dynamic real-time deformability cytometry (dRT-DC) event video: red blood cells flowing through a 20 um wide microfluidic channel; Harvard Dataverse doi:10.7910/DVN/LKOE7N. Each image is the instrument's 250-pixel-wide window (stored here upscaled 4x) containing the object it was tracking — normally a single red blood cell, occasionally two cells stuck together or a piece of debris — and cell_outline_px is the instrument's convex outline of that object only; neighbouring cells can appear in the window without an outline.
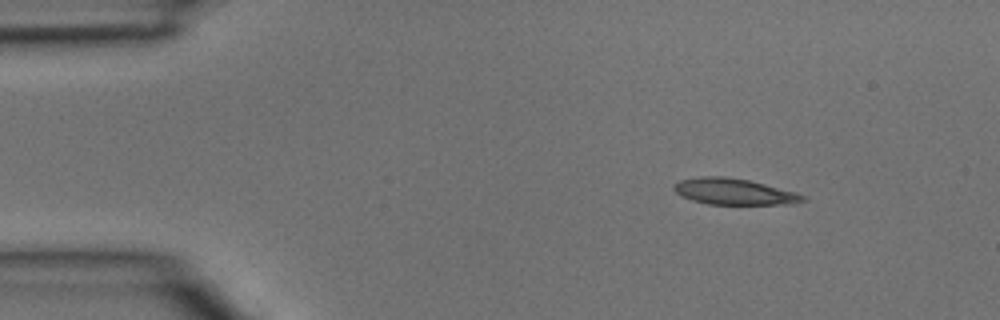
{"species": "common noctule bat (a hibernating species)", "species_latin": "Nyctalus noctula", "temperature_condition": "room temperature", "stored_images_in_passage": 3, "camera_frame_rate_fps": 3000, "um_per_image_px": 0.085, "animal": {"sex": "male", "body_mass_g": 15.6}, "frame": {"image": 1, "passage_image": 1, "time_ms": 0.0, "image_size_px": [1000, 320], "cell_outline_px": [[804, 200], [788, 204], [708, 204], [692, 200], [680, 196], [672, 188], [680, 180], [700, 176], [724, 176], [748, 180], [796, 192], [804, 196]], "centroid_in_image_um": [62.34, 16.28], "position_along_channel_um": 22.7, "area_um2": 19.42}}
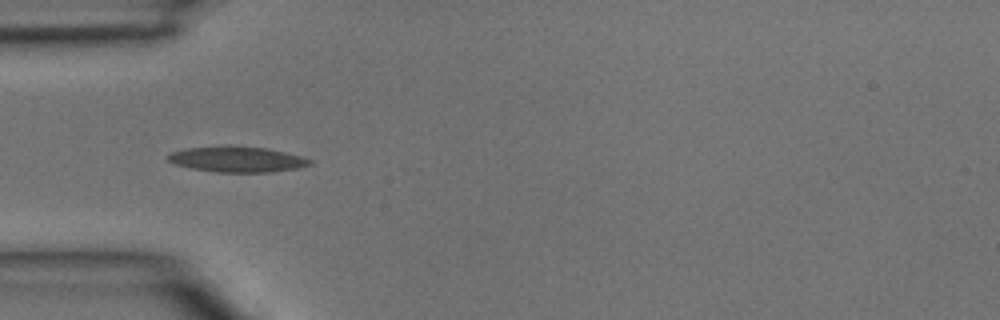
{"frame": {"image": 2, "passage_image": 3, "time_ms": 0.667, "image_size_px": [1000, 320], "cell_outline_px": [[312, 164], [300, 168], [272, 172], [216, 172], [192, 168], [176, 164], [168, 160], [164, 156], [172, 152], [188, 148], [228, 144], [264, 148], [284, 152], [300, 156], [312, 160]], "centroid_in_image_um": [20.15, 13.53], "position_along_channel_um": 64.9, "area_um2": 21.39}}